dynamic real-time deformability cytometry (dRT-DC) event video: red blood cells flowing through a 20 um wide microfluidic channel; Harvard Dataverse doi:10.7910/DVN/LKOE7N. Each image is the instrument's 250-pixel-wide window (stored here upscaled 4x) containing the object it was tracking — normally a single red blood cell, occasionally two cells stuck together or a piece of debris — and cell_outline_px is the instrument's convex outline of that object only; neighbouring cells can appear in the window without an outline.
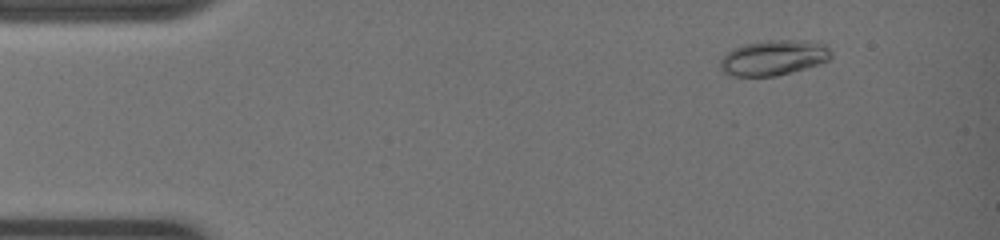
{"species": "common noctule bat (a hibernating species)", "species_latin": "Nyctalus noctula", "temperature_condition": "warm", "stored_images_in_passage": 9, "camera_frame_rate_fps": 3000, "um_per_image_px": 0.085, "animal": {"sex": "female", "body_mass_g": 19.0, "forearm_length_mm": 51.5}, "frame": {"image": 1, "passage_image": 1, "time_ms": 0.0, "image_size_px": [1000, 240], "cell_outline_px": [[832, 56], [828, 60], [820, 64], [776, 76], [728, 76], [720, 68], [720, 60], [728, 52], [744, 44], [768, 40], [804, 40], [824, 44], [832, 52]], "centroid_in_image_um": [65.77, 4.91], "position_along_channel_um": 19.2, "area_um2": 22.72}}